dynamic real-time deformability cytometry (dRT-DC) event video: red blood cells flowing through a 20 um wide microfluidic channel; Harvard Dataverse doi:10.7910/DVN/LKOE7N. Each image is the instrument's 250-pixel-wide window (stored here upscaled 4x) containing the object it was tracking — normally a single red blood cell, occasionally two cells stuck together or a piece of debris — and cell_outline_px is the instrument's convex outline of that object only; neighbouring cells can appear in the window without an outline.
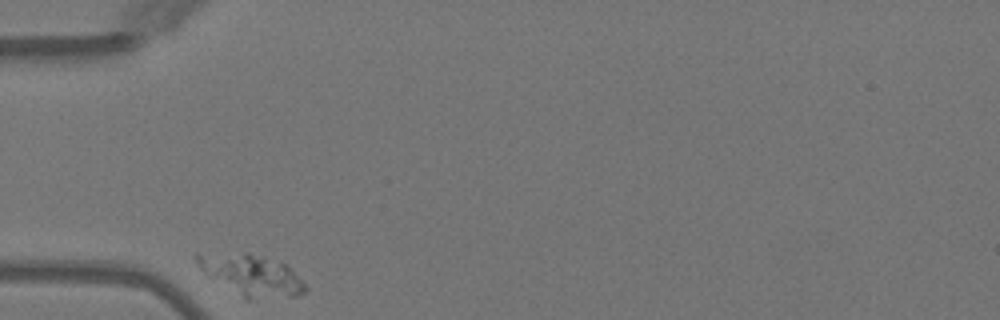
{"species": "Egyptian fruit bat (a non-hibernating species)", "species_latin": "Rousettus aegyptiacus", "temperature_condition": "warm", "stored_images_in_passage": 32, "camera_frame_rate_fps": 3000, "um_per_image_px": 0.085, "animal": {"sex": "female"}, "frame": {"image": 1, "passage_image": 1, "time_ms": 0.0, "image_size_px": [1000, 320], "cell_outline_px": [[308, 288], [304, 292], [296, 296], [248, 300], [208, 276], [200, 268], [196, 260], [196, 252], [248, 252], [264, 256], [284, 264]], "centroid_in_image_um": [21.32, 23.35], "position_along_channel_um": 63.7, "area_um2": 25.84}}
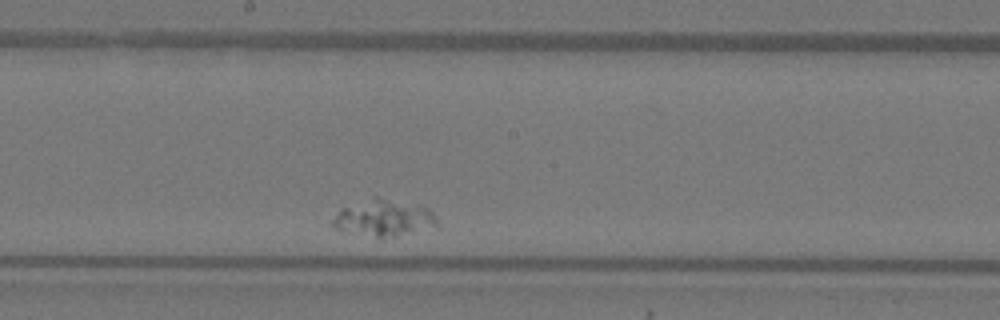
{"frame": {"image": 2, "passage_image": 17, "time_ms": 5.333, "image_size_px": [1000, 320], "cell_outline_px": [[440, 224], [436, 228], [392, 236], [376, 236], [336, 228], [328, 224], [344, 208], [376, 200], [384, 200], [428, 208], [436, 216]], "centroid_in_image_um": [32.74, 18.59], "position_along_channel_um": 215.5, "area_um2": 20.52}}
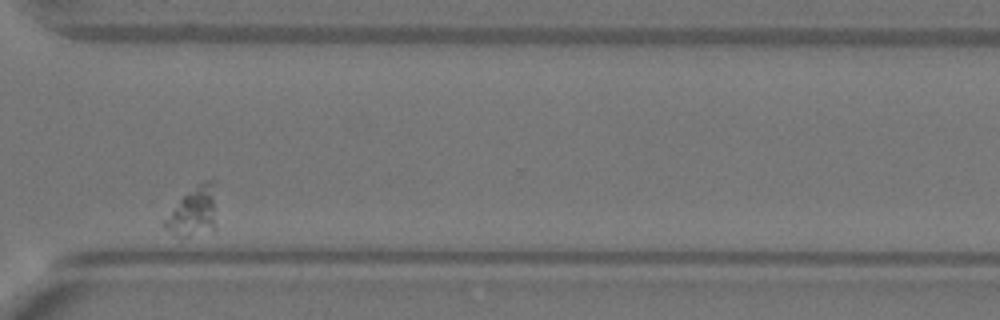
{"frame": {"image": 3, "passage_image": 30, "time_ms": 9.667, "image_size_px": [1000, 320], "cell_outline_px": [[216, 228], [180, 240], [164, 228], [164, 220], [180, 200], [184, 196], [204, 180], [212, 176]], "centroid_in_image_um": [16.43, 18.06], "position_along_channel_um": 354.2, "area_um2": 14.62}}